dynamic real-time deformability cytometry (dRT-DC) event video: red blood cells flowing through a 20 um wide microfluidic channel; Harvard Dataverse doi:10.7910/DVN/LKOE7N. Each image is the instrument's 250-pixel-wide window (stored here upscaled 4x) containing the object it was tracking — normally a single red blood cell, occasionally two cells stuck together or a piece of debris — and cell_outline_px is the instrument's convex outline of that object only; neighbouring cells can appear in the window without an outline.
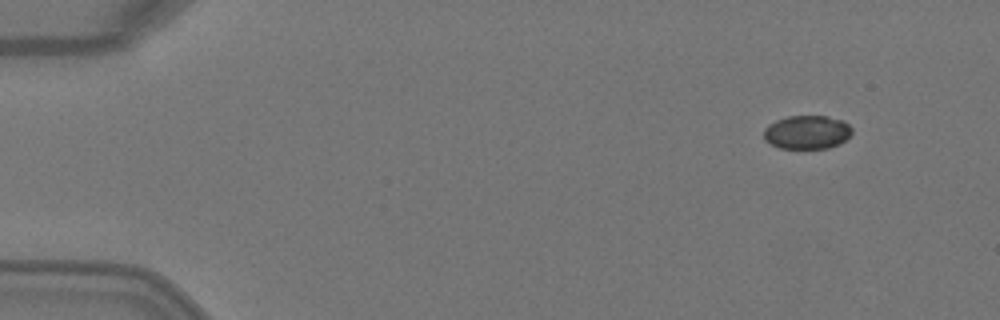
{"species": "Egyptian fruit bat (a non-hibernating species)", "species_latin": "Rousettus aegyptiacus", "temperature_condition": "warm", "stored_images_in_passage": 2, "camera_frame_rate_fps": 3000, "um_per_image_px": 0.085, "animal": {"sex": "female"}, "frame": {"image": 1, "passage_image": 2, "time_ms": 0.333, "image_size_px": [1000, 320], "cell_outline_px": [[852, 132], [840, 144], [828, 148], [780, 148], [764, 140], [764, 128], [768, 124], [776, 120], [788, 116], [828, 116], [844, 120], [852, 128]], "centroid_in_image_um": [68.6, 11.23], "position_along_channel_um": 16.4, "area_um2": 17.34}}